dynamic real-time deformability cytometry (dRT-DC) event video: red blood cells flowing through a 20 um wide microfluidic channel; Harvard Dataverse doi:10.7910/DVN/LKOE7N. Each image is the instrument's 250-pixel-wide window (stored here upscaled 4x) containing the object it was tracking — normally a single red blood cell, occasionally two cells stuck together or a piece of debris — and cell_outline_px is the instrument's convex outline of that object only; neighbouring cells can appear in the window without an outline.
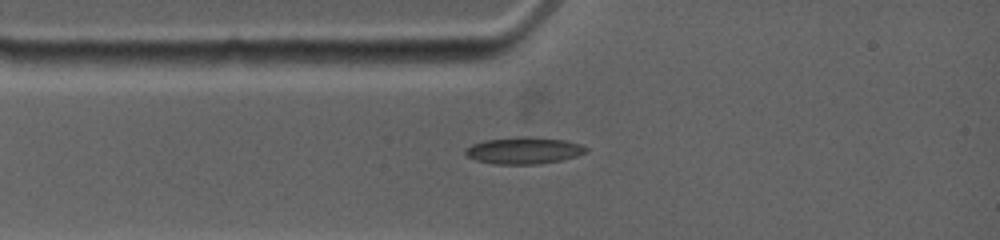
{"species": "common noctule bat (a hibernating species)", "species_latin": "Nyctalus noctula", "temperature_condition": "warm", "stored_images_in_passage": 2, "camera_frame_rate_fps": 4500, "um_per_image_px": 0.085, "animal": {"sex": "female", "body_mass_g": 19.0, "forearm_length_mm": 53.3}, "frame": {"image": 1, "passage_image": 1, "time_ms": 0.0, "image_size_px": [1000, 240], "cell_outline_px": [[588, 152], [576, 156], [560, 160], [536, 164], [492, 164], [476, 160], [468, 156], [464, 152], [464, 148], [472, 144], [484, 140], [520, 136], [528, 136], [564, 140], [580, 144], [588, 148]], "centroid_in_image_um": [44.5, 12.78], "position_along_channel_um": 40.5, "area_um2": 18.9}}